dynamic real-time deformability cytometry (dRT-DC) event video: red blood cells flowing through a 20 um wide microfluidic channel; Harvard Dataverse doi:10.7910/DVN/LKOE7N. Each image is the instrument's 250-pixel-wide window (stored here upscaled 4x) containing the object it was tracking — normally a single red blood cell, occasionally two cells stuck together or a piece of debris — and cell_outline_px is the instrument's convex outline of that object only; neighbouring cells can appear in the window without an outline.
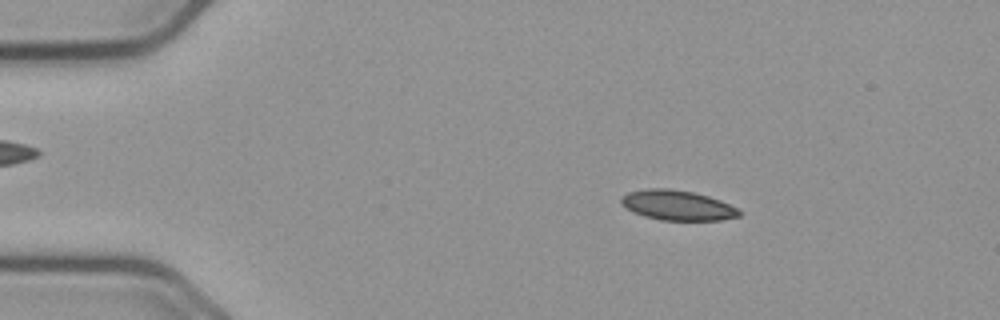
{"species": "common noctule bat (a hibernating species)", "species_latin": "Nyctalus noctula", "temperature_condition": "cold", "stored_images_in_passage": 52, "camera_frame_rate_fps": 3000, "um_per_image_px": 0.085, "animal": {"sex": "male", "body_mass_g": 23.1, "forearm_length_mm": 52.7}, "frame": {"image": 1, "passage_image": 5, "time_ms": 1.333, "image_size_px": [1000, 320], "cell_outline_px": [[744, 212], [740, 216], [724, 220], [660, 220], [644, 216], [632, 212], [620, 204], [620, 196], [628, 192], [648, 188], [668, 188], [692, 192], [708, 196], [720, 200], [740, 208]], "centroid_in_image_um": [57.6, 17.45], "position_along_channel_um": 27.4, "area_um2": 20.98}}
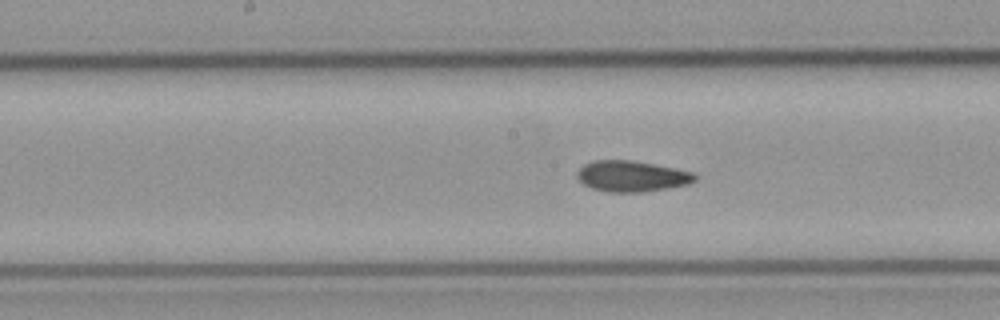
{"frame": {"image": 2, "passage_image": 24, "time_ms": 7.667, "image_size_px": [1000, 320], "cell_outline_px": [[700, 176], [696, 180], [688, 184], [668, 188], [644, 192], [608, 192], [592, 188], [584, 184], [576, 176], [576, 172], [584, 164], [596, 160], [632, 160], [696, 172]], "centroid_in_image_um": [53.75, 14.98], "position_along_channel_um": 194.5, "area_um2": 21.39}}
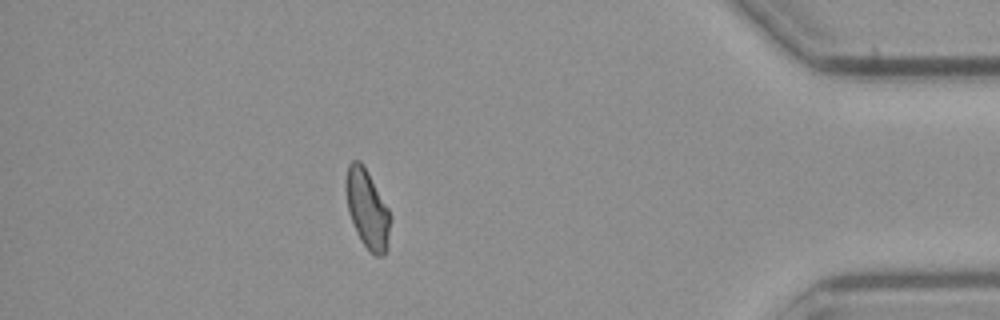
{"frame": {"image": 3, "passage_image": 45, "time_ms": 14.667, "image_size_px": [1000, 320], "cell_outline_px": [[388, 248], [384, 256], [376, 256], [360, 240], [356, 232], [348, 212], [344, 188], [344, 184], [348, 164], [352, 160], [360, 160], [368, 172], [388, 208]], "centroid_in_image_um": [31.16, 17.73], "position_along_channel_um": 404.0, "area_um2": 20.17}, "authors_computed_cell_mechanics": {"area_um2": 20.6924, "velocity_mm_per_s": 3.6592, "shape_relaxation_time_tau1_ms": 9.0678, "shape_relaxation_time_tau2_ms": 3.0621, "deformation_change_tau1": 0.1443, "deformation_change_tau2": 0.0756}}